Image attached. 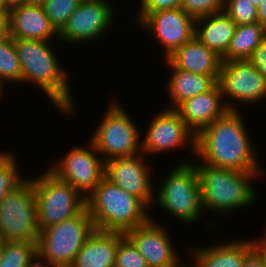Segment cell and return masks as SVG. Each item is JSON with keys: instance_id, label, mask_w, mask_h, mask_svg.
Wrapping results in <instances>:
<instances>
[{"instance_id": "obj_1", "label": "cell", "mask_w": 266, "mask_h": 267, "mask_svg": "<svg viewBox=\"0 0 266 267\" xmlns=\"http://www.w3.org/2000/svg\"><path fill=\"white\" fill-rule=\"evenodd\" d=\"M241 112L229 110L196 136L195 159L215 168L265 172Z\"/></svg>"}, {"instance_id": "obj_2", "label": "cell", "mask_w": 266, "mask_h": 267, "mask_svg": "<svg viewBox=\"0 0 266 267\" xmlns=\"http://www.w3.org/2000/svg\"><path fill=\"white\" fill-rule=\"evenodd\" d=\"M53 42L13 39L22 69V85L29 83L35 88L39 87L57 112L66 117H75L73 114L78 111L69 82L71 73L62 66Z\"/></svg>"}, {"instance_id": "obj_3", "label": "cell", "mask_w": 266, "mask_h": 267, "mask_svg": "<svg viewBox=\"0 0 266 267\" xmlns=\"http://www.w3.org/2000/svg\"><path fill=\"white\" fill-rule=\"evenodd\" d=\"M192 162L197 169L204 211L211 214L214 212V215L219 213L225 219L234 210L237 212L257 203L258 193L254 181L259 180L264 173L215 168L197 159Z\"/></svg>"}, {"instance_id": "obj_4", "label": "cell", "mask_w": 266, "mask_h": 267, "mask_svg": "<svg viewBox=\"0 0 266 267\" xmlns=\"http://www.w3.org/2000/svg\"><path fill=\"white\" fill-rule=\"evenodd\" d=\"M86 208L95 229L101 231L126 233L154 217L141 199L121 189L106 177L86 197Z\"/></svg>"}, {"instance_id": "obj_5", "label": "cell", "mask_w": 266, "mask_h": 267, "mask_svg": "<svg viewBox=\"0 0 266 267\" xmlns=\"http://www.w3.org/2000/svg\"><path fill=\"white\" fill-rule=\"evenodd\" d=\"M189 157L174 165L173 169H167V175L163 176L161 183L158 182L159 186L154 184V202L150 211H155L153 207L158 206L171 218L173 216L176 221L190 226L198 224L205 211L197 169L192 162L194 158Z\"/></svg>"}, {"instance_id": "obj_6", "label": "cell", "mask_w": 266, "mask_h": 267, "mask_svg": "<svg viewBox=\"0 0 266 267\" xmlns=\"http://www.w3.org/2000/svg\"><path fill=\"white\" fill-rule=\"evenodd\" d=\"M112 100L89 138L105 162L142 153L139 125L121 103Z\"/></svg>"}, {"instance_id": "obj_7", "label": "cell", "mask_w": 266, "mask_h": 267, "mask_svg": "<svg viewBox=\"0 0 266 267\" xmlns=\"http://www.w3.org/2000/svg\"><path fill=\"white\" fill-rule=\"evenodd\" d=\"M32 177L40 231L78 215L86 207V198L47 167Z\"/></svg>"}, {"instance_id": "obj_8", "label": "cell", "mask_w": 266, "mask_h": 267, "mask_svg": "<svg viewBox=\"0 0 266 267\" xmlns=\"http://www.w3.org/2000/svg\"><path fill=\"white\" fill-rule=\"evenodd\" d=\"M94 230L92 217L85 207L78 215L42 229L37 251L56 267H70Z\"/></svg>"}, {"instance_id": "obj_9", "label": "cell", "mask_w": 266, "mask_h": 267, "mask_svg": "<svg viewBox=\"0 0 266 267\" xmlns=\"http://www.w3.org/2000/svg\"><path fill=\"white\" fill-rule=\"evenodd\" d=\"M31 176V177H30ZM0 202V239L38 242L37 203L30 175Z\"/></svg>"}, {"instance_id": "obj_10", "label": "cell", "mask_w": 266, "mask_h": 267, "mask_svg": "<svg viewBox=\"0 0 266 267\" xmlns=\"http://www.w3.org/2000/svg\"><path fill=\"white\" fill-rule=\"evenodd\" d=\"M88 142V143H87ZM83 146H71L47 167L59 179L66 181L85 198L105 177V161L89 140Z\"/></svg>"}, {"instance_id": "obj_11", "label": "cell", "mask_w": 266, "mask_h": 267, "mask_svg": "<svg viewBox=\"0 0 266 267\" xmlns=\"http://www.w3.org/2000/svg\"><path fill=\"white\" fill-rule=\"evenodd\" d=\"M154 118L149 120L147 127L142 132L141 149L149 155L163 154L176 149H187L195 158L196 135L187 127L180 114L175 109L161 108ZM191 152V153H190Z\"/></svg>"}, {"instance_id": "obj_12", "label": "cell", "mask_w": 266, "mask_h": 267, "mask_svg": "<svg viewBox=\"0 0 266 267\" xmlns=\"http://www.w3.org/2000/svg\"><path fill=\"white\" fill-rule=\"evenodd\" d=\"M218 83L229 110L266 101V78L248 60L222 62Z\"/></svg>"}, {"instance_id": "obj_13", "label": "cell", "mask_w": 266, "mask_h": 267, "mask_svg": "<svg viewBox=\"0 0 266 267\" xmlns=\"http://www.w3.org/2000/svg\"><path fill=\"white\" fill-rule=\"evenodd\" d=\"M114 8L110 0L81 1L69 17L67 24L59 32V42L74 46L87 44V42L89 44L93 40L104 37L116 23L114 21L117 11Z\"/></svg>"}, {"instance_id": "obj_14", "label": "cell", "mask_w": 266, "mask_h": 267, "mask_svg": "<svg viewBox=\"0 0 266 267\" xmlns=\"http://www.w3.org/2000/svg\"><path fill=\"white\" fill-rule=\"evenodd\" d=\"M131 23L143 28L142 31L145 30L147 36L155 38L159 48L163 49L165 59L190 41L195 34V19L181 8L137 13Z\"/></svg>"}, {"instance_id": "obj_15", "label": "cell", "mask_w": 266, "mask_h": 267, "mask_svg": "<svg viewBox=\"0 0 266 267\" xmlns=\"http://www.w3.org/2000/svg\"><path fill=\"white\" fill-rule=\"evenodd\" d=\"M146 157L142 152L135 156L110 159L105 162V177L129 194L141 199L151 209L155 192L153 184L156 182L152 179L154 178L152 177L154 169L150 165L152 162Z\"/></svg>"}, {"instance_id": "obj_16", "label": "cell", "mask_w": 266, "mask_h": 267, "mask_svg": "<svg viewBox=\"0 0 266 267\" xmlns=\"http://www.w3.org/2000/svg\"><path fill=\"white\" fill-rule=\"evenodd\" d=\"M155 218L152 217L145 224L128 230L125 235L145 258L148 267H176L184 259L171 240L169 226L161 221L159 223Z\"/></svg>"}, {"instance_id": "obj_17", "label": "cell", "mask_w": 266, "mask_h": 267, "mask_svg": "<svg viewBox=\"0 0 266 267\" xmlns=\"http://www.w3.org/2000/svg\"><path fill=\"white\" fill-rule=\"evenodd\" d=\"M187 127L197 136L216 119L224 116L229 108L217 82L210 90L186 99L175 109Z\"/></svg>"}, {"instance_id": "obj_18", "label": "cell", "mask_w": 266, "mask_h": 267, "mask_svg": "<svg viewBox=\"0 0 266 267\" xmlns=\"http://www.w3.org/2000/svg\"><path fill=\"white\" fill-rule=\"evenodd\" d=\"M9 35L13 39L56 41L59 33L51 25L42 5H19L8 11Z\"/></svg>"}, {"instance_id": "obj_19", "label": "cell", "mask_w": 266, "mask_h": 267, "mask_svg": "<svg viewBox=\"0 0 266 267\" xmlns=\"http://www.w3.org/2000/svg\"><path fill=\"white\" fill-rule=\"evenodd\" d=\"M227 241V242H226ZM191 249V250H190ZM254 249L253 240L227 239L224 242L190 247V261L196 267H242L247 255Z\"/></svg>"}, {"instance_id": "obj_20", "label": "cell", "mask_w": 266, "mask_h": 267, "mask_svg": "<svg viewBox=\"0 0 266 267\" xmlns=\"http://www.w3.org/2000/svg\"><path fill=\"white\" fill-rule=\"evenodd\" d=\"M174 67L219 80L222 58L196 37L177 48L168 58Z\"/></svg>"}, {"instance_id": "obj_21", "label": "cell", "mask_w": 266, "mask_h": 267, "mask_svg": "<svg viewBox=\"0 0 266 267\" xmlns=\"http://www.w3.org/2000/svg\"><path fill=\"white\" fill-rule=\"evenodd\" d=\"M122 232L94 230L70 267H114Z\"/></svg>"}, {"instance_id": "obj_22", "label": "cell", "mask_w": 266, "mask_h": 267, "mask_svg": "<svg viewBox=\"0 0 266 267\" xmlns=\"http://www.w3.org/2000/svg\"><path fill=\"white\" fill-rule=\"evenodd\" d=\"M165 66L169 67V79L166 80L165 91L169 97V105L165 108L176 109L186 99L195 97L210 90L217 82L206 75H199L174 67L167 59ZM171 99V100H170Z\"/></svg>"}, {"instance_id": "obj_23", "label": "cell", "mask_w": 266, "mask_h": 267, "mask_svg": "<svg viewBox=\"0 0 266 267\" xmlns=\"http://www.w3.org/2000/svg\"><path fill=\"white\" fill-rule=\"evenodd\" d=\"M237 24L223 11L195 20V34L200 42L221 58L227 53Z\"/></svg>"}, {"instance_id": "obj_24", "label": "cell", "mask_w": 266, "mask_h": 267, "mask_svg": "<svg viewBox=\"0 0 266 267\" xmlns=\"http://www.w3.org/2000/svg\"><path fill=\"white\" fill-rule=\"evenodd\" d=\"M266 38V29L259 23L237 25L222 62L249 60Z\"/></svg>"}, {"instance_id": "obj_25", "label": "cell", "mask_w": 266, "mask_h": 267, "mask_svg": "<svg viewBox=\"0 0 266 267\" xmlns=\"http://www.w3.org/2000/svg\"><path fill=\"white\" fill-rule=\"evenodd\" d=\"M0 79L12 85L22 84V69L10 35L0 41Z\"/></svg>"}, {"instance_id": "obj_26", "label": "cell", "mask_w": 266, "mask_h": 267, "mask_svg": "<svg viewBox=\"0 0 266 267\" xmlns=\"http://www.w3.org/2000/svg\"><path fill=\"white\" fill-rule=\"evenodd\" d=\"M36 252V242L3 241L0 267H27Z\"/></svg>"}, {"instance_id": "obj_27", "label": "cell", "mask_w": 266, "mask_h": 267, "mask_svg": "<svg viewBox=\"0 0 266 267\" xmlns=\"http://www.w3.org/2000/svg\"><path fill=\"white\" fill-rule=\"evenodd\" d=\"M15 153L8 149L0 158V202L27 178L20 173L23 169H20Z\"/></svg>"}, {"instance_id": "obj_28", "label": "cell", "mask_w": 266, "mask_h": 267, "mask_svg": "<svg viewBox=\"0 0 266 267\" xmlns=\"http://www.w3.org/2000/svg\"><path fill=\"white\" fill-rule=\"evenodd\" d=\"M79 4V0H47L42 7L51 25L59 33Z\"/></svg>"}, {"instance_id": "obj_29", "label": "cell", "mask_w": 266, "mask_h": 267, "mask_svg": "<svg viewBox=\"0 0 266 267\" xmlns=\"http://www.w3.org/2000/svg\"><path fill=\"white\" fill-rule=\"evenodd\" d=\"M224 12L237 25L258 23L257 7L250 0H225Z\"/></svg>"}, {"instance_id": "obj_30", "label": "cell", "mask_w": 266, "mask_h": 267, "mask_svg": "<svg viewBox=\"0 0 266 267\" xmlns=\"http://www.w3.org/2000/svg\"><path fill=\"white\" fill-rule=\"evenodd\" d=\"M114 267H148L145 258L126 235L119 242Z\"/></svg>"}, {"instance_id": "obj_31", "label": "cell", "mask_w": 266, "mask_h": 267, "mask_svg": "<svg viewBox=\"0 0 266 267\" xmlns=\"http://www.w3.org/2000/svg\"><path fill=\"white\" fill-rule=\"evenodd\" d=\"M225 0H182L181 9L195 20L224 11Z\"/></svg>"}, {"instance_id": "obj_32", "label": "cell", "mask_w": 266, "mask_h": 267, "mask_svg": "<svg viewBox=\"0 0 266 267\" xmlns=\"http://www.w3.org/2000/svg\"><path fill=\"white\" fill-rule=\"evenodd\" d=\"M182 0H140L136 13H152L181 7Z\"/></svg>"}, {"instance_id": "obj_33", "label": "cell", "mask_w": 266, "mask_h": 267, "mask_svg": "<svg viewBox=\"0 0 266 267\" xmlns=\"http://www.w3.org/2000/svg\"><path fill=\"white\" fill-rule=\"evenodd\" d=\"M266 78V38L248 60Z\"/></svg>"}, {"instance_id": "obj_34", "label": "cell", "mask_w": 266, "mask_h": 267, "mask_svg": "<svg viewBox=\"0 0 266 267\" xmlns=\"http://www.w3.org/2000/svg\"><path fill=\"white\" fill-rule=\"evenodd\" d=\"M242 267H266L260 254L253 249L244 260Z\"/></svg>"}, {"instance_id": "obj_35", "label": "cell", "mask_w": 266, "mask_h": 267, "mask_svg": "<svg viewBox=\"0 0 266 267\" xmlns=\"http://www.w3.org/2000/svg\"><path fill=\"white\" fill-rule=\"evenodd\" d=\"M263 232L265 233H262L260 237H253L252 240L254 249L260 254L266 266V230Z\"/></svg>"}, {"instance_id": "obj_36", "label": "cell", "mask_w": 266, "mask_h": 267, "mask_svg": "<svg viewBox=\"0 0 266 267\" xmlns=\"http://www.w3.org/2000/svg\"><path fill=\"white\" fill-rule=\"evenodd\" d=\"M9 36V15L7 11L0 10V41Z\"/></svg>"}, {"instance_id": "obj_37", "label": "cell", "mask_w": 266, "mask_h": 267, "mask_svg": "<svg viewBox=\"0 0 266 267\" xmlns=\"http://www.w3.org/2000/svg\"><path fill=\"white\" fill-rule=\"evenodd\" d=\"M27 267H56L44 258L38 251L31 258Z\"/></svg>"}, {"instance_id": "obj_38", "label": "cell", "mask_w": 266, "mask_h": 267, "mask_svg": "<svg viewBox=\"0 0 266 267\" xmlns=\"http://www.w3.org/2000/svg\"><path fill=\"white\" fill-rule=\"evenodd\" d=\"M258 23L266 29V0L257 7Z\"/></svg>"}, {"instance_id": "obj_39", "label": "cell", "mask_w": 266, "mask_h": 267, "mask_svg": "<svg viewBox=\"0 0 266 267\" xmlns=\"http://www.w3.org/2000/svg\"><path fill=\"white\" fill-rule=\"evenodd\" d=\"M28 4V0H3V11H8L9 9Z\"/></svg>"}, {"instance_id": "obj_40", "label": "cell", "mask_w": 266, "mask_h": 267, "mask_svg": "<svg viewBox=\"0 0 266 267\" xmlns=\"http://www.w3.org/2000/svg\"><path fill=\"white\" fill-rule=\"evenodd\" d=\"M47 0H28L30 5H43Z\"/></svg>"}, {"instance_id": "obj_41", "label": "cell", "mask_w": 266, "mask_h": 267, "mask_svg": "<svg viewBox=\"0 0 266 267\" xmlns=\"http://www.w3.org/2000/svg\"><path fill=\"white\" fill-rule=\"evenodd\" d=\"M176 267H196L193 262H184V260Z\"/></svg>"}, {"instance_id": "obj_42", "label": "cell", "mask_w": 266, "mask_h": 267, "mask_svg": "<svg viewBox=\"0 0 266 267\" xmlns=\"http://www.w3.org/2000/svg\"><path fill=\"white\" fill-rule=\"evenodd\" d=\"M5 83L0 79V100H1V98L3 99V96L4 95H2V94H4L3 92H4V90H5V86H6V84L4 85ZM4 88V89H3Z\"/></svg>"}, {"instance_id": "obj_43", "label": "cell", "mask_w": 266, "mask_h": 267, "mask_svg": "<svg viewBox=\"0 0 266 267\" xmlns=\"http://www.w3.org/2000/svg\"><path fill=\"white\" fill-rule=\"evenodd\" d=\"M250 1L254 4L255 7H258L259 4H260L263 0H250Z\"/></svg>"}, {"instance_id": "obj_44", "label": "cell", "mask_w": 266, "mask_h": 267, "mask_svg": "<svg viewBox=\"0 0 266 267\" xmlns=\"http://www.w3.org/2000/svg\"><path fill=\"white\" fill-rule=\"evenodd\" d=\"M2 247H3V241L0 239V258H1V253H2Z\"/></svg>"}, {"instance_id": "obj_45", "label": "cell", "mask_w": 266, "mask_h": 267, "mask_svg": "<svg viewBox=\"0 0 266 267\" xmlns=\"http://www.w3.org/2000/svg\"><path fill=\"white\" fill-rule=\"evenodd\" d=\"M0 10H3V0H0Z\"/></svg>"}, {"instance_id": "obj_46", "label": "cell", "mask_w": 266, "mask_h": 267, "mask_svg": "<svg viewBox=\"0 0 266 267\" xmlns=\"http://www.w3.org/2000/svg\"><path fill=\"white\" fill-rule=\"evenodd\" d=\"M7 151L5 150L4 152H3V150H1L0 151V158L6 153Z\"/></svg>"}]
</instances>
